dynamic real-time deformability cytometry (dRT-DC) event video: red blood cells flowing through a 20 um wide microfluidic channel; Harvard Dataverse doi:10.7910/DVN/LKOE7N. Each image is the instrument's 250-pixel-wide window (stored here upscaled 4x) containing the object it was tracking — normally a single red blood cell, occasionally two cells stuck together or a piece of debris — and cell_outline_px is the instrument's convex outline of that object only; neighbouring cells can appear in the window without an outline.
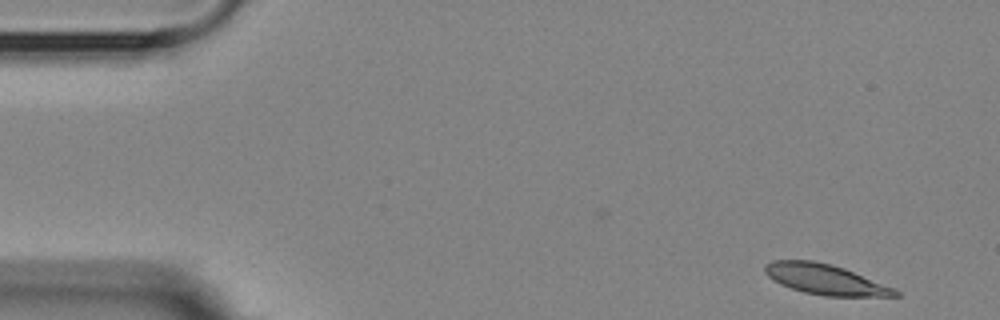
{"species": "Egyptian fruit bat (a non-hibernating species)", "species_latin": "Rousettus aegyptiacus", "temperature_condition": "room temperature", "stored_images_in_passage": 9, "camera_frame_rate_fps": 3000, "um_per_image_px": 0.085, "animal": {"sex": "female"}, "frame": {"image": 1, "passage_image": 1, "time_ms": 0.0, "image_size_px": [1000, 320], "cell_outline_px": [[900, 296], [824, 296], [804, 292], [780, 284], [772, 280], [764, 272], [764, 264], [772, 260], [812, 260], [832, 264], [844, 268], [896, 288], [900, 292]], "centroid_in_image_um": [70.15, 23.74], "position_along_channel_um": 14.9, "area_um2": 23.18}}
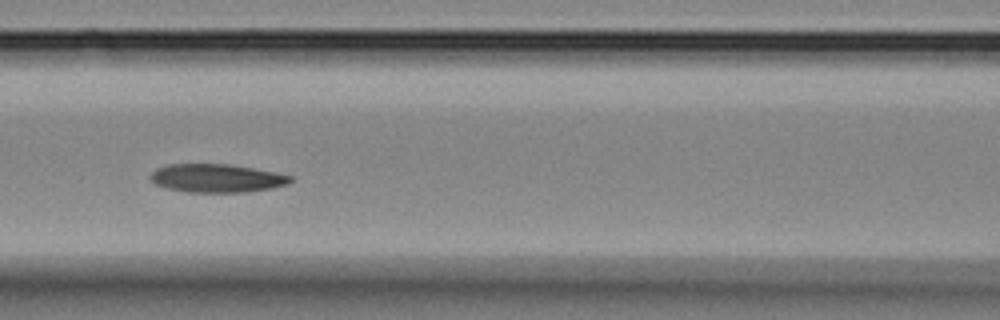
{"frame": {"image": 2, "passage_image": 6, "time_ms": 6.667, "image_size_px": [1000, 320], "cell_outline_px": [[292, 180], [288, 184], [272, 188], [244, 192], [188, 192], [168, 188], [156, 184], [148, 176], [156, 168], [168, 164], [232, 164], [276, 172], [292, 176]], "centroid_in_image_um": [18.43, 15.14], "position_along_channel_um": 148.2, "area_um2": 23.18}}
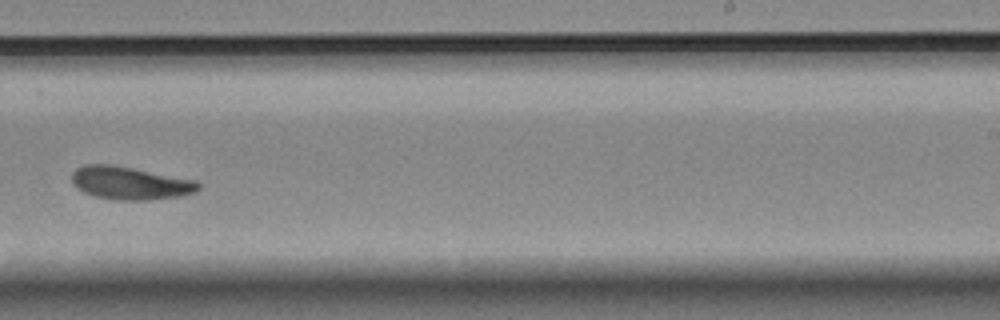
{"frame": {"image": 3, "passage_image": 9, "time_ms": 10.333, "image_size_px": [1000, 320], "cell_outline_px": [[200, 188], [196, 192], [180, 196], [148, 200], [116, 200], [92, 196], [76, 188], [72, 180], [72, 172], [76, 168], [84, 164], [112, 164], [196, 180], [200, 184]], "centroid_in_image_um": [11.04, 15.56], "position_along_channel_um": 278.0, "area_um2": 24.45}}